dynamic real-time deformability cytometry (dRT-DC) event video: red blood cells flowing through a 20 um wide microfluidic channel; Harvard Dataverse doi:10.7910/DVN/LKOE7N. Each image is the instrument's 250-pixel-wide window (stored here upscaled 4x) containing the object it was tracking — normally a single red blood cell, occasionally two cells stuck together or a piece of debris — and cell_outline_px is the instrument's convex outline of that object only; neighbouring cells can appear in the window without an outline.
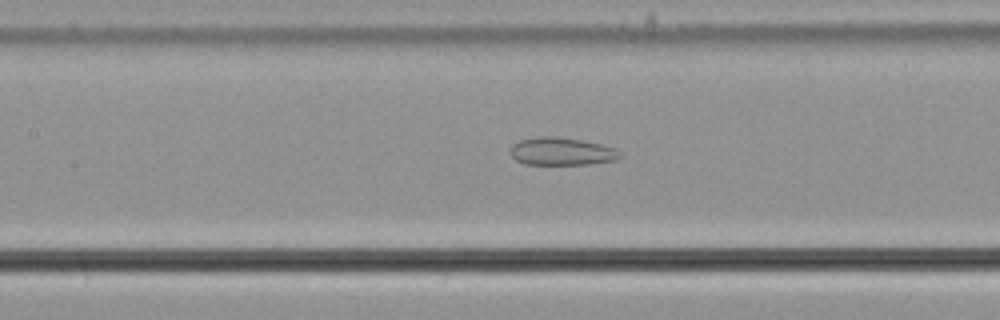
{"species": "common noctule bat (a hibernating species)", "species_latin": "Nyctalus noctula", "temperature_condition": "cold", "stored_images_in_passage": 54, "camera_frame_rate_fps": 3000, "um_per_image_px": 0.085, "animal": {"sex": "male", "body_mass_g": 21.5, "forearm_length_mm": 52.0}, "frame": {"image": 1, "passage_image": 25, "time_ms": 8.0, "image_size_px": [1000, 320], "cell_outline_px": [[620, 156], [616, 160], [588, 164], [524, 164], [516, 160], [512, 156], [512, 144], [520, 140], [540, 136], [552, 136], [580, 140], [600, 144], [616, 148], [620, 152]], "centroid_in_image_um": [47.74, 12.87], "position_along_channel_um": 159.7, "area_um2": 17.51}}
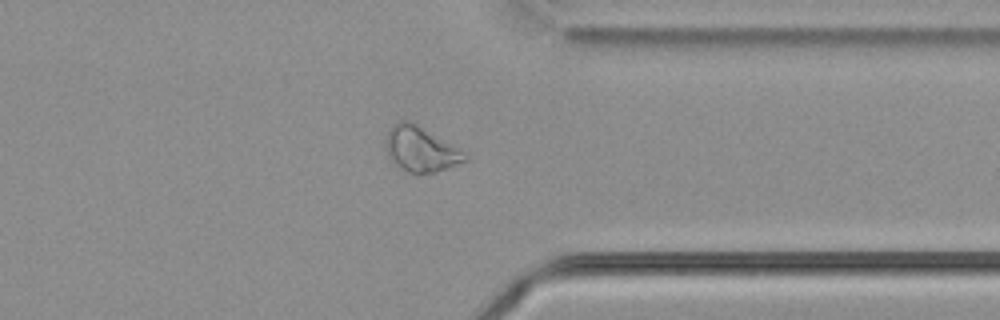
{"frame": {"image": 2, "passage_image": 43, "time_ms": 14.0, "image_size_px": [1000, 320], "cell_outline_px": [[468, 160], [436, 172], [408, 172], [400, 168], [388, 156], [384, 140], [392, 124], [400, 120], [408, 120], [416, 124], [468, 156]], "centroid_in_image_um": [35.68, 12.68], "position_along_channel_um": 375.7, "area_um2": 20.06}}
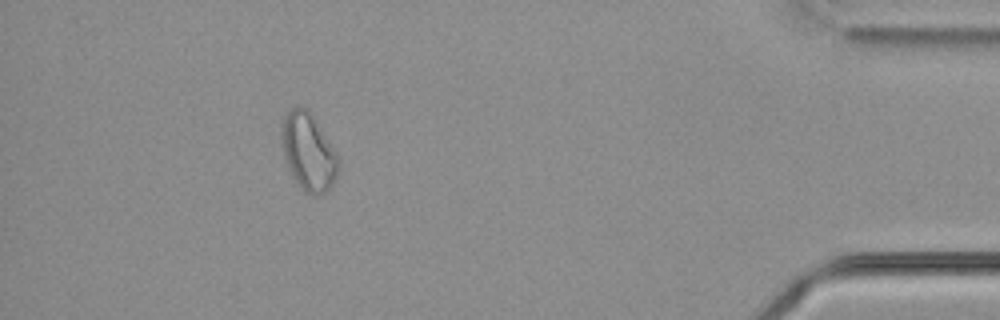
{"frame": {"image": 3, "passage_image": 50, "time_ms": 16.333, "image_size_px": [1000, 320], "cell_outline_px": [[340, 168], [332, 184], [320, 196], [312, 196], [304, 192], [292, 176], [288, 168], [280, 144], [280, 132], [284, 116], [288, 108], [308, 108], [316, 120], [336, 152], [340, 160]], "centroid_in_image_um": [26.19, 12.92], "position_along_channel_um": 409.0, "area_um2": 25.95}}